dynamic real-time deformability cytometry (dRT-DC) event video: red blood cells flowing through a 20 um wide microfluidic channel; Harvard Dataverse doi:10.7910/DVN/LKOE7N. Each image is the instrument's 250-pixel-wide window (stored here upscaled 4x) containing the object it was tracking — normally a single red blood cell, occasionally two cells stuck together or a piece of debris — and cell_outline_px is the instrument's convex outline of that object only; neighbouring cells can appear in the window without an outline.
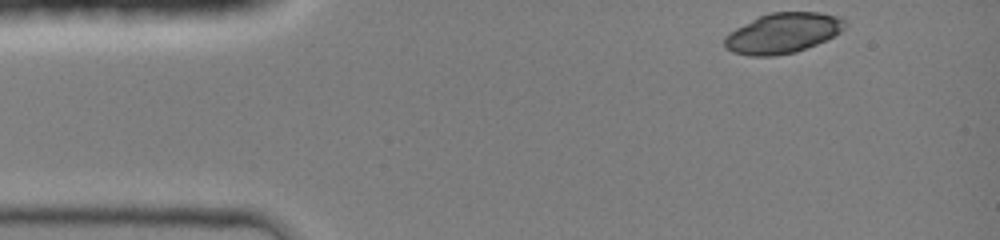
{"species": "common noctule bat (a hibernating species)", "species_latin": "Nyctalus noctula", "temperature_condition": "room temperature", "stored_images_in_passage": 36, "camera_frame_rate_fps": 3000, "um_per_image_px": 0.085, "animal": {"sex": "female", "body_mass_g": 19.0, "forearm_length_mm": 51.5}, "frame": {"image": 1, "passage_image": 1, "time_ms": 0.0, "image_size_px": [1000, 240], "cell_outline_px": [[848, 24], [840, 32], [816, 44], [796, 52], [772, 56], [748, 56], [732, 52], [724, 48], [724, 36], [728, 32], [760, 16], [772, 12], [820, 12], [844, 16]], "centroid_in_image_um": [66.55, 2.81], "position_along_channel_um": 18.4, "area_um2": 28.44}}